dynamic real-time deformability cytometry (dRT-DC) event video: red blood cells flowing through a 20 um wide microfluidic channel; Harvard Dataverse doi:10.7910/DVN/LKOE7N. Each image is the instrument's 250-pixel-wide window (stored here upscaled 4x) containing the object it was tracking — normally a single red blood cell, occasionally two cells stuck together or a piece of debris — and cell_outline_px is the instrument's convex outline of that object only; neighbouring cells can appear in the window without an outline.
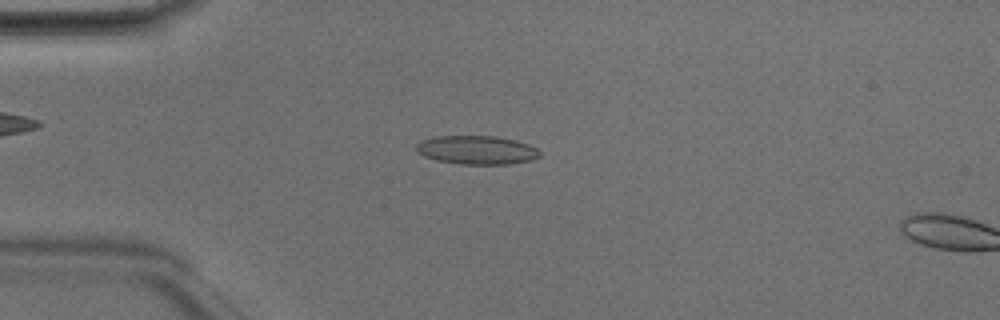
{"species": "Egyptian fruit bat (a non-hibernating species)", "species_latin": "Rousettus aegyptiacus", "temperature_condition": "room temperature", "stored_images_in_passage": 4, "camera_frame_rate_fps": 3000, "um_per_image_px": 0.085, "animal": {"sex": "male"}, "frame": {"image": 1, "passage_image": 3, "time_ms": 0.667, "image_size_px": [1000, 320], "cell_outline_px": [[540, 156], [532, 160], [508, 164], [460, 164], [436, 160], [424, 156], [416, 152], [416, 144], [420, 140], [436, 136], [496, 136], [516, 140], [528, 144], [536, 148], [540, 152]], "centroid_in_image_um": [40.5, 12.74], "position_along_channel_um": 44.5, "area_um2": 20.75}}